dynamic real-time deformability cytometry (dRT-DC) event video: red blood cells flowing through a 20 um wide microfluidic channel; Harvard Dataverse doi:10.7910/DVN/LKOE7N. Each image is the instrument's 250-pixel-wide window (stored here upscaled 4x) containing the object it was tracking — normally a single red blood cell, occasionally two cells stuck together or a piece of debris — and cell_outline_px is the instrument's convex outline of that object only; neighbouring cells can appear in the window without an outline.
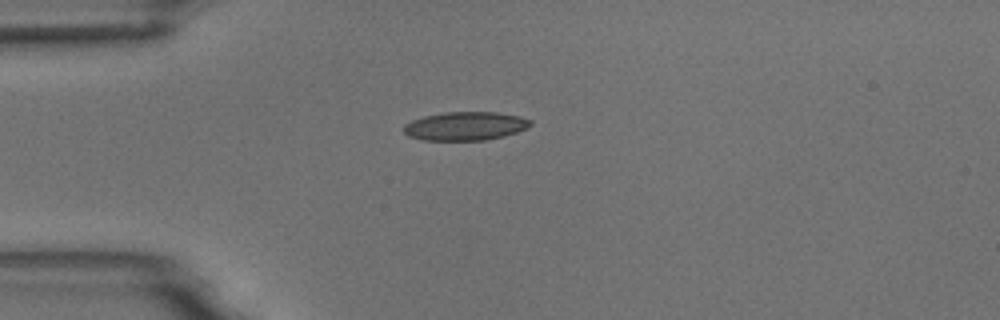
{"species": "common noctule bat (a hibernating species)", "species_latin": "Nyctalus noctula", "temperature_condition": "room temperature", "stored_images_in_passage": 3, "camera_frame_rate_fps": 3000, "um_per_image_px": 0.085, "animal": {"sex": "male", "body_mass_g": 18.8}, "frame": {"image": 1, "passage_image": 1, "time_ms": 0.0, "image_size_px": [1000, 320], "cell_outline_px": [[532, 124], [516, 132], [504, 136], [484, 140], [420, 140], [408, 136], [404, 132], [404, 124], [412, 120], [424, 116], [444, 112], [496, 112], [520, 116], [532, 120]], "centroid_in_image_um": [39.53, 10.71], "position_along_channel_um": 45.5, "area_um2": 21.1}}
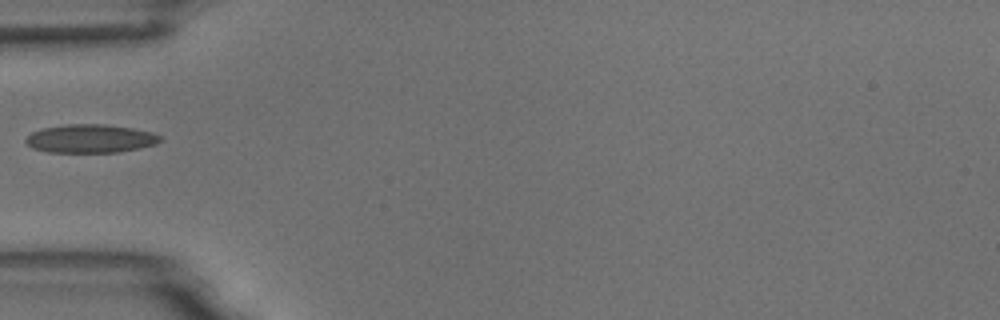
{"frame": {"image": 2, "passage_image": 2, "time_ms": 1.333, "image_size_px": [1000, 320], "cell_outline_px": [[160, 140], [156, 144], [140, 148], [116, 152], [48, 152], [32, 148], [24, 140], [32, 132], [44, 128], [68, 124], [104, 124], [132, 128], [152, 132], [160, 136]], "centroid_in_image_um": [7.68, 11.78], "position_along_channel_um": 77.3, "area_um2": 22.08}}